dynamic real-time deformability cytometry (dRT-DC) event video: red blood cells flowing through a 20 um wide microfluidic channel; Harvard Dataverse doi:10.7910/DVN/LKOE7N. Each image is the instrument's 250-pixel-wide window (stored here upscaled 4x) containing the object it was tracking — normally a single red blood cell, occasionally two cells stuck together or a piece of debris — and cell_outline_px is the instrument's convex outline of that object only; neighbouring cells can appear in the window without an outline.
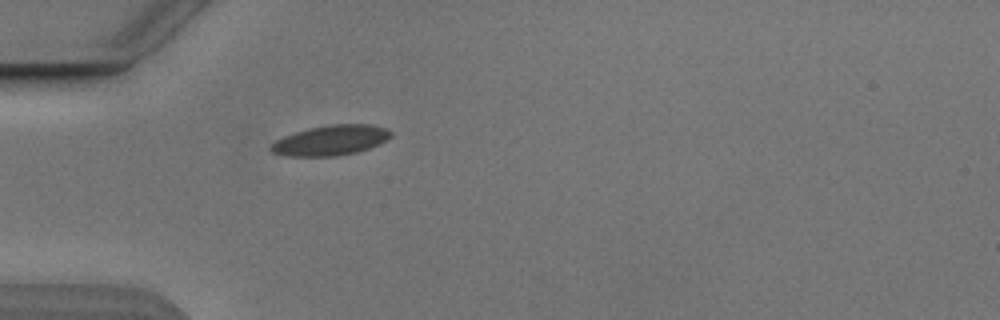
{"species": "Egyptian fruit bat (a non-hibernating species)", "species_latin": "Rousettus aegyptiacus", "temperature_condition": "cold", "stored_images_in_passage": 4, "camera_frame_rate_fps": 3000, "um_per_image_px": 0.085, "animal": {"sex": "male"}, "frame": {"image": 1, "passage_image": 4, "time_ms": 4.667, "image_size_px": [1000, 320], "cell_outline_px": [[392, 136], [388, 140], [380, 144], [356, 152], [336, 156], [288, 156], [272, 152], [268, 148], [276, 140], [284, 136], [296, 132], [312, 128], [332, 124], [372, 124], [384, 128], [392, 132]], "centroid_in_image_um": [28.14, 11.93], "position_along_channel_um": 56.9, "area_um2": 20.92}}